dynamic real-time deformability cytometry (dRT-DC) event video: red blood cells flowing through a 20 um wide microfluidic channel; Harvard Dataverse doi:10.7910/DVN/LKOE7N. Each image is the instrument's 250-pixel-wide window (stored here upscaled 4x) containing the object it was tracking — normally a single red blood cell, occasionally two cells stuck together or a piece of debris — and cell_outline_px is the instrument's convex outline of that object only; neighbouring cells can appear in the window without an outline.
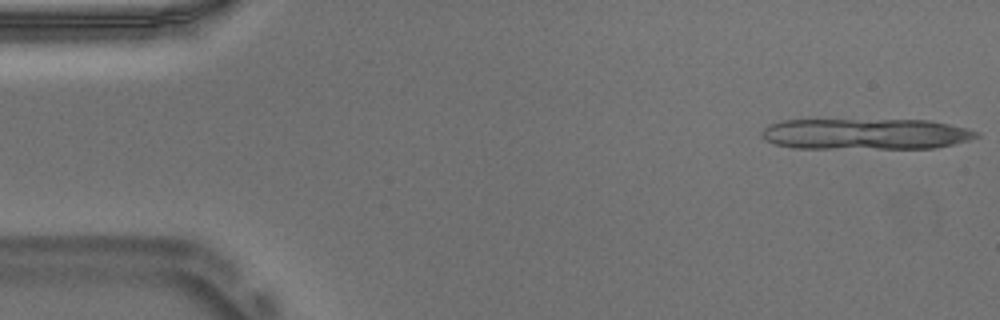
{"species": "Egyptian fruit bat (a non-hibernating species)", "species_latin": "Rousettus aegyptiacus", "temperature_condition": "warm", "stored_images_in_passage": 9, "camera_frame_rate_fps": 3000, "um_per_image_px": 0.085, "animal": {"sex": "male"}, "frame": {"image": 1, "passage_image": 1, "time_ms": 0.0, "image_size_px": [1000, 320], "cell_outline_px": [[980, 136], [968, 140], [936, 148], [792, 148], [776, 144], [764, 140], [760, 136], [760, 132], [764, 128], [772, 124], [784, 120], [928, 120], [968, 128], [980, 132]], "centroid_in_image_um": [73.57, 11.39], "position_along_channel_um": 11.4, "area_um2": 38.84}}